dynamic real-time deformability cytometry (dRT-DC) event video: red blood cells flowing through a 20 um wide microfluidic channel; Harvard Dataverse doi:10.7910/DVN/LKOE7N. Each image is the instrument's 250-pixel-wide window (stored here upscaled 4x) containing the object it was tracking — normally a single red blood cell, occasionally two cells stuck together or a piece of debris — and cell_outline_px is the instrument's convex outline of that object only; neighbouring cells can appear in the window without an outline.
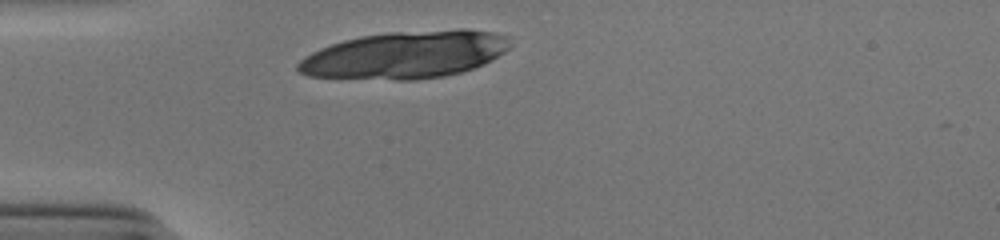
{"species": "human", "species_latin": "Homo sapiens", "temperature_condition": "cold", "stored_images_in_passage": 28, "camera_frame_rate_fps": 3000, "um_per_image_px": 0.085, "donor": {"sex": "male"}, "frame": {"image": 1, "passage_image": 1, "time_ms": 0.0, "image_size_px": [1000, 240], "cell_outline_px": [[512, 44], [504, 52], [492, 60], [484, 64], [460, 72], [444, 76], [416, 80], [396, 80], [308, 76], [296, 72], [296, 64], [304, 56], [320, 48], [344, 40], [364, 36], [392, 32], [460, 28], [464, 28], [496, 32], [512, 36]], "centroid_in_image_um": [34.5, 4.65], "position_along_channel_um": 50.5, "area_um2": 59.01}}
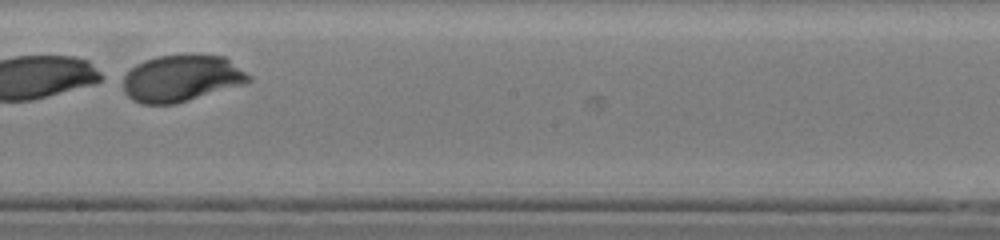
{"frame": {"image": 2, "passage_image": 17, "time_ms": 5.333, "image_size_px": [1000, 240], "cell_outline_px": [[252, 80], [244, 84], [176, 104], [140, 104], [132, 100], [124, 92], [120, 76], [136, 64], [144, 60], [156, 56], [188, 52], [192, 52], [224, 56], [252, 76]], "centroid_in_image_um": [15.39, 6.62], "position_along_channel_um": 232.8, "area_um2": 35.32}}